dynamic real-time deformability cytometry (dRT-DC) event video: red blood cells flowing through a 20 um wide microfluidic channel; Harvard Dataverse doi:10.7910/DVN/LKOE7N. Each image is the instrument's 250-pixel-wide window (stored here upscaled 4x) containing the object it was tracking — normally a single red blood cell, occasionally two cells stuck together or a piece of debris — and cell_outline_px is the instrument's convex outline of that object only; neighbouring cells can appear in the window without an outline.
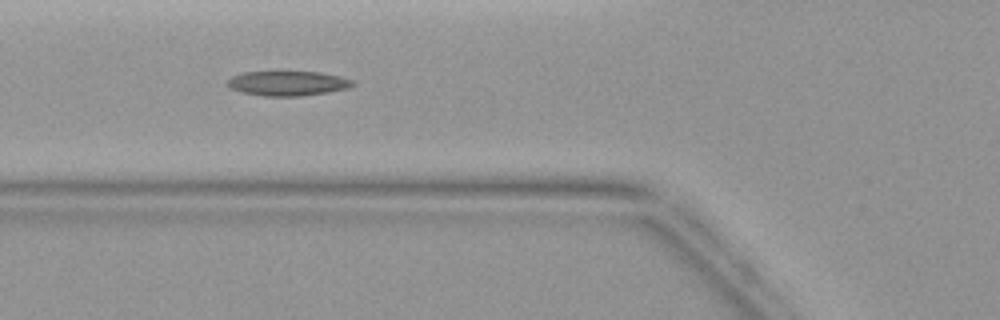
{"species": "common noctule bat (a hibernating species)", "species_latin": "Nyctalus noctula", "temperature_condition": "warm", "stored_images_in_passage": 4, "camera_frame_rate_fps": 3000, "um_per_image_px": 0.085, "animal": {"sex": "female", "body_mass_g": 19.9}, "frame": {"image": 1, "passage_image": 4, "time_ms": 4.333, "image_size_px": [1000, 320], "cell_outline_px": [[356, 84], [348, 88], [328, 92], [300, 96], [264, 96], [244, 92], [228, 88], [224, 84], [232, 76], [244, 72], [320, 72], [340, 76], [352, 80]], "centroid_in_image_um": [24.44, 7.08], "position_along_channel_um": 101.4, "area_um2": 18.03}}